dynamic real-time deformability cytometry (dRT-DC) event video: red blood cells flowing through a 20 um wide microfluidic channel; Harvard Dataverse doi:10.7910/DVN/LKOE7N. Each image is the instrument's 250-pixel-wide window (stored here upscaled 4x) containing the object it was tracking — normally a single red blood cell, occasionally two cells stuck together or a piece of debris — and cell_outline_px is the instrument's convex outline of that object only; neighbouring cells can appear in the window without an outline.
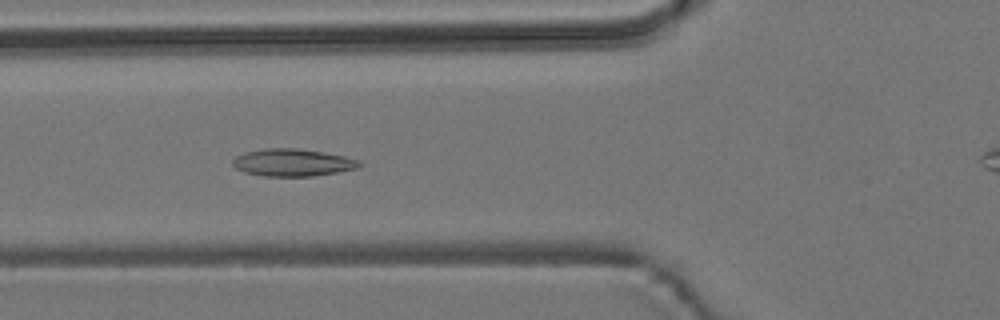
{"species": "common noctule bat (a hibernating species)", "species_latin": "Nyctalus noctula", "temperature_condition": "room temperature", "stored_images_in_passage": 55, "camera_frame_rate_fps": 3000, "um_per_image_px": 0.085, "animal": {"sex": "male", "body_mass_g": 19.2, "forearm_length_mm": 51.8}, "frame": {"image": 1, "passage_image": 20, "time_ms": 6.333, "image_size_px": [1000, 320], "cell_outline_px": [[364, 164], [356, 168], [336, 172], [312, 176], [264, 176], [244, 172], [236, 168], [232, 164], [232, 160], [236, 156], [244, 152], [264, 148], [296, 148], [324, 152], [344, 156], [360, 160]], "centroid_in_image_um": [24.86, 13.81], "position_along_channel_um": 100.9, "area_um2": 20.23}}
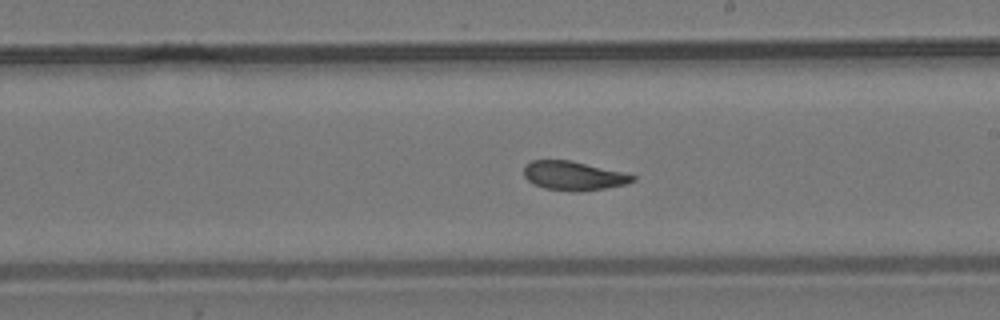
{"frame": {"image": 2, "passage_image": 31, "time_ms": 10.0, "image_size_px": [1000, 320], "cell_outline_px": [[636, 180], [624, 184], [604, 188], [580, 192], [572, 192], [544, 188], [532, 184], [524, 176], [524, 164], [532, 160], [568, 160], [620, 172], [636, 176]], "centroid_in_image_um": [48.68, 14.95], "position_along_channel_um": 240.3, "area_um2": 18.21}}
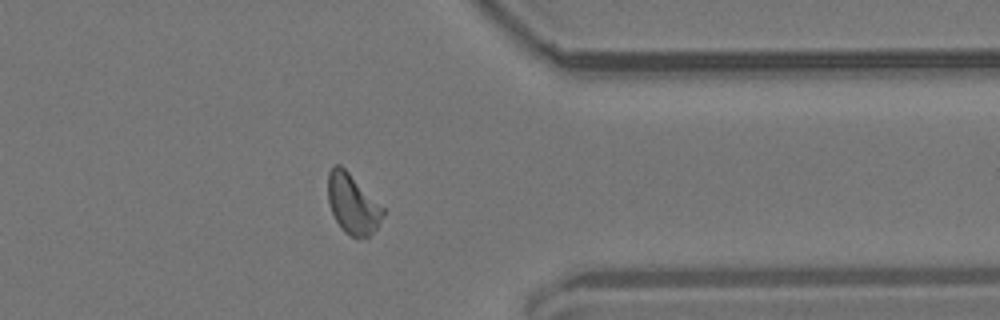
{"frame": {"image": 3, "passage_image": 43, "time_ms": 14.0, "image_size_px": [1000, 320], "cell_outline_px": [[384, 216], [376, 228], [364, 240], [352, 236], [344, 232], [336, 220], [332, 212], [328, 200], [328, 172], [332, 164], [340, 164], [384, 208]], "centroid_in_image_um": [29.96, 17.34], "position_along_channel_um": 381.4, "area_um2": 19.07}, "authors_computed_cell_mechanics": {"area_um2": 19.2474, "velocity_mm_per_s": 3.803, "shape_relaxation_time_tau1_ms": 6.1811, "shape_relaxation_time_tau2_ms": 2.2215, "deformation_change_tau1": 0.1324, "deformation_change_tau2": 0.0899}}